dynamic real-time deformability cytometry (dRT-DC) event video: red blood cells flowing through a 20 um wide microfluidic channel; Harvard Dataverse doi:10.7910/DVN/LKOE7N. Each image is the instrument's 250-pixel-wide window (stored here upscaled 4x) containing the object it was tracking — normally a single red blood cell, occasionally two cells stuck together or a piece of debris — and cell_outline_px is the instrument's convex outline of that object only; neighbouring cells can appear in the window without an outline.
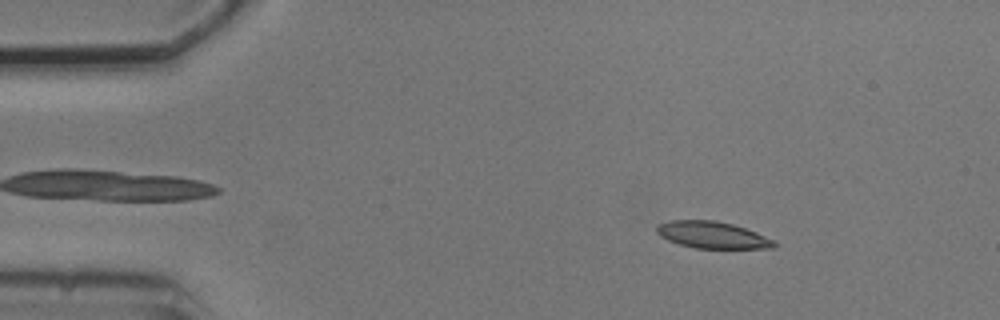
{"species": "common noctule bat (a hibernating species)", "species_latin": "Nyctalus noctula", "temperature_condition": "cold", "stored_images_in_passage": 3, "camera_frame_rate_fps": 3000, "um_per_image_px": 0.085, "animal": {"sex": "male", "body_mass_g": 20.5, "forearm_length_mm": 52.5}, "frame": {"image": 1, "passage_image": 2, "time_ms": 1.0, "image_size_px": [1000, 320], "cell_outline_px": [[776, 248], [696, 248], [680, 244], [668, 240], [660, 236], [656, 232], [656, 224], [668, 220], [716, 220], [732, 224], [756, 232], [776, 240]], "centroid_in_image_um": [60.54, 19.96], "position_along_channel_um": 24.5, "area_um2": 18.44}}